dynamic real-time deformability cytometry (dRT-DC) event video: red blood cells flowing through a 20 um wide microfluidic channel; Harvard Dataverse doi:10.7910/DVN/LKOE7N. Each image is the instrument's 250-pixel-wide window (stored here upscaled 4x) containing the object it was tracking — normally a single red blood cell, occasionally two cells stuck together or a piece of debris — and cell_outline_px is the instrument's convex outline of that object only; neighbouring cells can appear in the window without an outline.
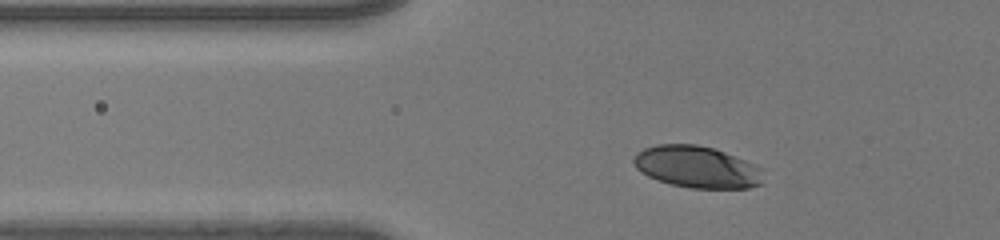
{"species": "human", "species_latin": "Homo sapiens", "temperature_condition": "room temperature", "stored_images_in_passage": 39, "camera_frame_rate_fps": 3000, "um_per_image_px": 0.085, "donor": {"sex": "male"}, "frame": {"image": 1, "passage_image": 10, "time_ms": 3.0, "image_size_px": [1000, 240], "cell_outline_px": [[760, 184], [748, 188], [692, 188], [672, 184], [656, 180], [648, 176], [636, 168], [632, 160], [636, 152], [644, 148], [656, 144], [696, 144], [712, 148], [724, 152], [744, 160], [760, 168]], "centroid_in_image_um": [59.16, 14.18], "position_along_channel_um": 66.6, "area_um2": 31.21}}
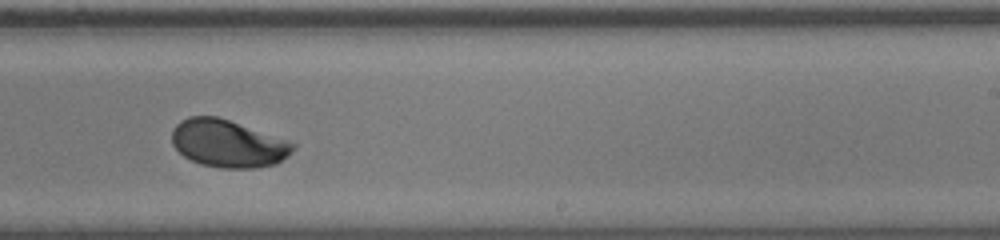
{"frame": {"image": 2, "passage_image": 27, "time_ms": 8.667, "image_size_px": [1000, 240], "cell_outline_px": [[296, 148], [288, 156], [276, 164], [256, 168], [220, 168], [200, 164], [184, 156], [172, 144], [172, 128], [180, 120], [188, 116], [216, 116], [288, 140], [296, 144]], "centroid_in_image_um": [19.38, 12.2], "position_along_channel_um": 269.6, "area_um2": 33.58}}
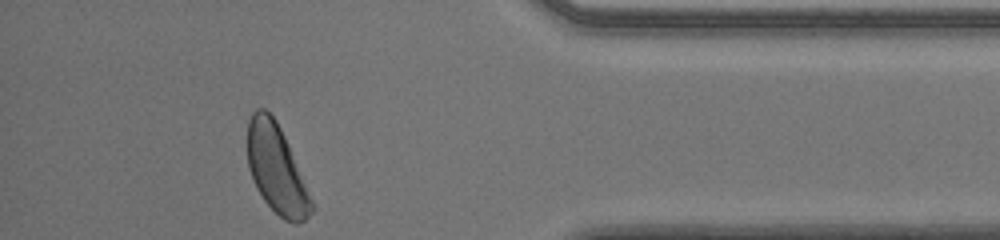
{"frame": {"image": 3, "passage_image": 39, "time_ms": 12.667, "image_size_px": [1000, 240], "cell_outline_px": [[316, 208], [304, 220], [296, 224], [292, 224], [284, 220], [264, 200], [256, 188], [248, 168], [248, 120], [252, 112], [256, 108], [264, 108], [276, 120], [288, 144]], "centroid_in_image_um": [23.5, 14.39], "position_along_channel_um": 411.7, "area_um2": 32.83}, "authors_computed_cell_mechanics": {"area_um2": 33.0038, "velocity_mm_per_s": 4.0139, "shape_relaxation_time_tau1_ms": 2.8279, "shape_relaxation_time_tau2_ms": null, "deformation_change_tau1": 0.1539, "deformation_change_tau2": null}}